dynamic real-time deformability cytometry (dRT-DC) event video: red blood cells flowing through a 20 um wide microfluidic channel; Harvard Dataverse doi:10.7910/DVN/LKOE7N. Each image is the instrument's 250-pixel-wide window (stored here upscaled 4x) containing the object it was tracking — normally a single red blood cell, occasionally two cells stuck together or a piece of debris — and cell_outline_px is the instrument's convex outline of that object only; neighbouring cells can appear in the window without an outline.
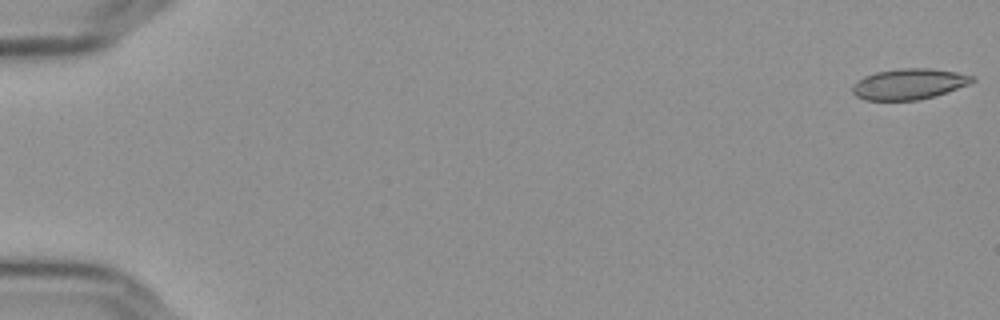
{"species": "Egyptian fruit bat (a non-hibernating species)", "species_latin": "Rousettus aegyptiacus", "temperature_condition": "cold", "stored_images_in_passage": 57, "camera_frame_rate_fps": 3000, "um_per_image_px": 0.085, "frame": {"image": 1, "passage_image": 1, "time_ms": 0.0, "image_size_px": [1000, 320], "cell_outline_px": [[976, 80], [968, 84], [920, 100], [864, 100], [856, 96], [852, 92], [852, 88], [856, 80], [864, 76], [876, 72], [900, 68], [932, 68], [956, 72], [976, 76]], "centroid_in_image_um": [77.24, 7.13], "position_along_channel_um": 7.8, "area_um2": 21.44}}
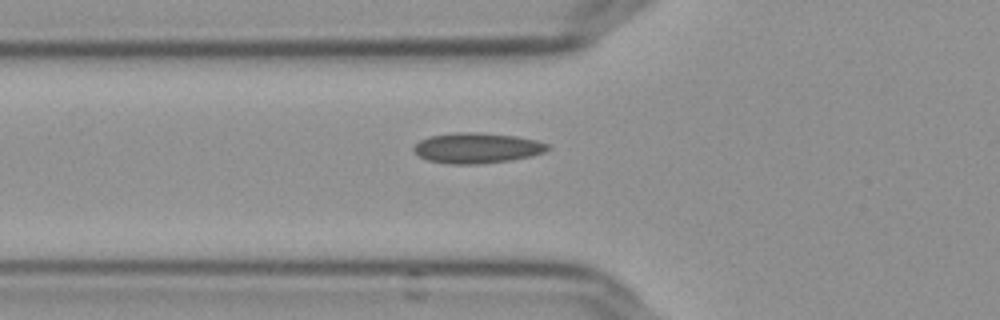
{"frame": {"image": 2, "passage_image": 21, "time_ms": 6.667, "image_size_px": [1000, 320], "cell_outline_px": [[552, 148], [544, 152], [532, 156], [508, 160], [476, 164], [452, 164], [428, 160], [420, 156], [412, 148], [420, 140], [428, 136], [456, 132], [476, 132], [516, 136], [536, 140], [548, 144]], "centroid_in_image_um": [40.56, 12.57], "position_along_channel_um": 85.2, "area_um2": 23.64}}
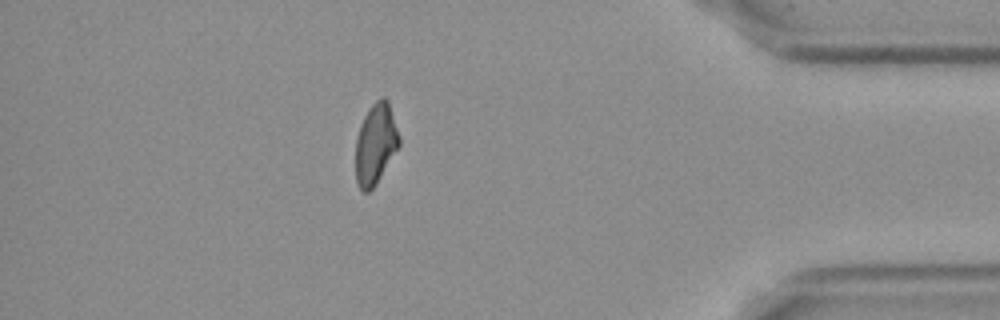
{"frame": {"image": 3, "passage_image": 50, "time_ms": 16.333, "image_size_px": [1000, 320], "cell_outline_px": [[400, 144], [376, 184], [368, 192], [364, 192], [360, 188], [356, 180], [356, 140], [360, 124], [368, 108], [380, 96], [384, 96], [388, 100], [400, 136]], "centroid_in_image_um": [31.93, 12.19], "position_along_channel_um": 403.3, "area_um2": 20.46}, "authors_computed_cell_mechanics": {"area_um2": 21.6172, "velocity_mm_per_s": 3.6504, "shape_relaxation_time_tau1_ms": null, "shape_relaxation_time_tau2_ms": 6.0176, "deformation_change_tau1": null, "deformation_change_tau2": 0.1097}}